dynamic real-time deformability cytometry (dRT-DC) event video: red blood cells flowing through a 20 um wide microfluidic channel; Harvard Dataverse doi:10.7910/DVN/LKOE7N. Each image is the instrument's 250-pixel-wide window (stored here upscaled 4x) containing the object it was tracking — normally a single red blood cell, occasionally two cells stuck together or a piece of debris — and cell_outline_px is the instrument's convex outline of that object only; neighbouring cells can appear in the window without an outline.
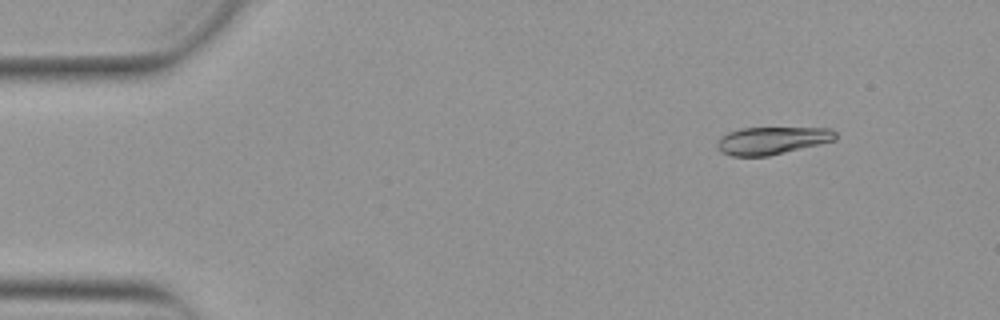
{"species": "Egyptian fruit bat (a non-hibernating species)", "species_latin": "Rousettus aegyptiacus", "temperature_condition": "warm", "stored_images_in_passage": 49, "camera_frame_rate_fps": 3000, "um_per_image_px": 0.085, "animal": {"sex": "female"}, "frame": {"image": 1, "passage_image": 3, "time_ms": 0.667, "image_size_px": [1000, 320], "cell_outline_px": [[836, 140], [820, 144], [768, 156], [732, 156], [720, 152], [716, 148], [716, 144], [728, 132], [740, 128], [832, 128], [836, 132]], "centroid_in_image_um": [65.63, 11.95], "position_along_channel_um": 19.4, "area_um2": 18.96}}
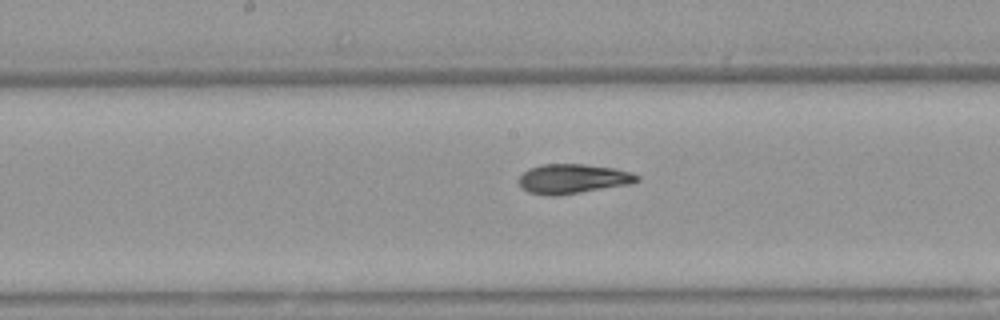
{"frame": {"image": 2, "passage_image": 24, "time_ms": 7.667, "image_size_px": [1000, 320], "cell_outline_px": [[640, 180], [632, 184], [556, 196], [548, 196], [528, 192], [520, 188], [516, 180], [528, 168], [540, 164], [584, 164], [616, 168], [632, 172], [640, 176]], "centroid_in_image_um": [48.68, 15.2], "position_along_channel_um": 199.5, "area_um2": 20.81}}
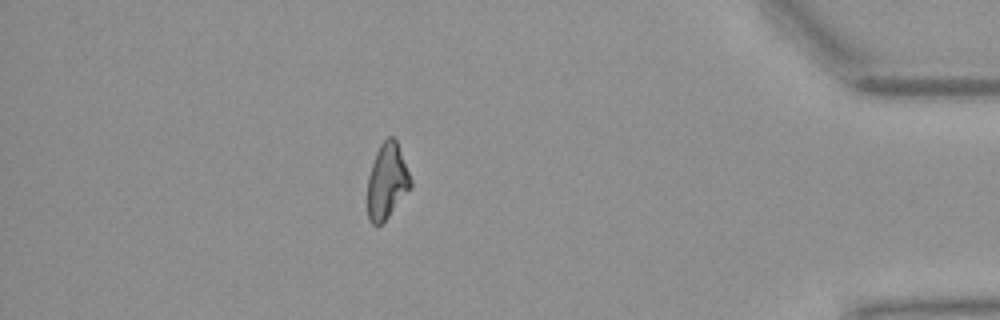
{"frame": {"image": 3, "passage_image": 43, "time_ms": 14.0, "image_size_px": [1000, 320], "cell_outline_px": [[412, 188], [388, 216], [380, 224], [372, 224], [368, 220], [368, 176], [376, 152], [380, 144], [388, 136], [392, 136], [396, 140], [412, 180]], "centroid_in_image_um": [32.9, 15.4], "position_along_channel_um": 402.3, "area_um2": 18.84}, "authors_computed_cell_mechanics": {"area_um2": 19.941, "velocity_mm_per_s": 3.8911, "shape_relaxation_time_tau1_ms": 6.1469, "shape_relaxation_time_tau2_ms": 2.2003, "deformation_change_tau1": 0.2158, "deformation_change_tau2": 0.0797}}